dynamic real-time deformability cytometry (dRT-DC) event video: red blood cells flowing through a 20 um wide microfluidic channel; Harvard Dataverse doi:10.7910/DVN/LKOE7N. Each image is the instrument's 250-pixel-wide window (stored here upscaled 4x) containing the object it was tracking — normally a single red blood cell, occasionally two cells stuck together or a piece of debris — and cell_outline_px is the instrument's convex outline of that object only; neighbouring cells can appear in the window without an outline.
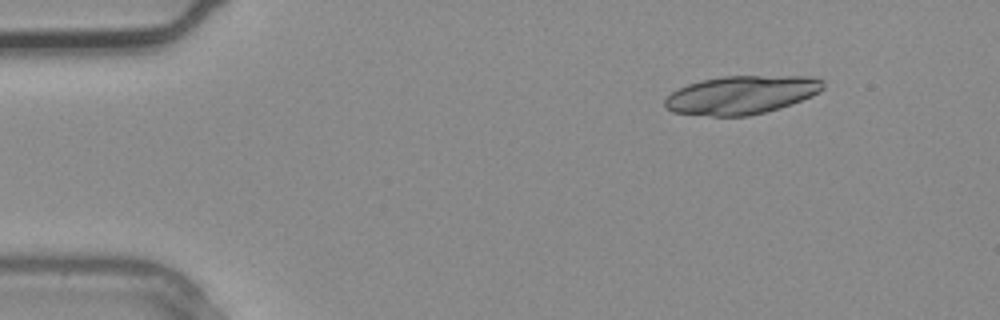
{"species": "common noctule bat (a hibernating species)", "species_latin": "Nyctalus noctula", "temperature_condition": "warm", "stored_images_in_passage": 2, "camera_frame_rate_fps": 3000, "um_per_image_px": 0.085, "animal": {"sex": "male", "body_mass_g": 20.4}, "frame": {"image": 1, "passage_image": 1, "time_ms": 0.0, "image_size_px": [1000, 320], "cell_outline_px": [[824, 88], [820, 92], [812, 96], [792, 104], [780, 108], [748, 116], [712, 116], [672, 112], [664, 108], [664, 100], [672, 92], [688, 84], [700, 80], [724, 76], [808, 76], [824, 80]], "centroid_in_image_um": [63.03, 8.07], "position_along_channel_um": 22.0, "area_um2": 35.55}}